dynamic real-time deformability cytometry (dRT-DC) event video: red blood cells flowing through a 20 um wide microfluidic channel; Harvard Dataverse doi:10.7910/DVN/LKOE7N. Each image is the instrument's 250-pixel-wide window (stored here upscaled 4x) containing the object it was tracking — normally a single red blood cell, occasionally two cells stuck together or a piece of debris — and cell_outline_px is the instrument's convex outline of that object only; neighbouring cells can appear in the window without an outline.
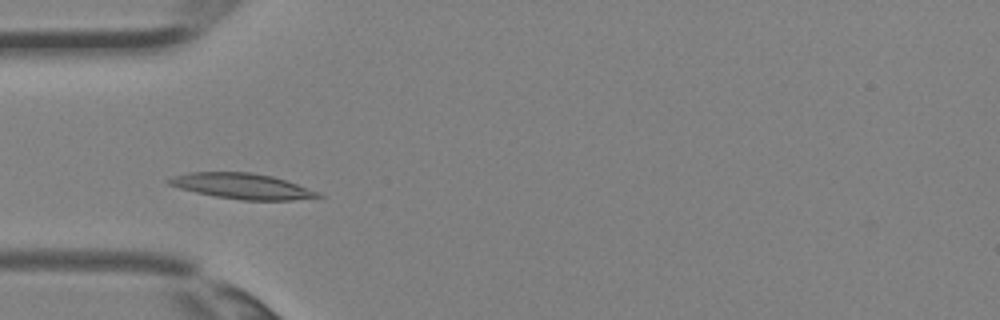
{"species": "Egyptian fruit bat (a non-hibernating species)", "species_latin": "Rousettus aegyptiacus", "temperature_condition": "room temperature", "stored_images_in_passage": 3, "camera_frame_rate_fps": 3000, "um_per_image_px": 0.085, "animal": {"sex": "female"}, "frame": {"image": 1, "passage_image": 2, "time_ms": 0.333, "image_size_px": [1000, 320], "cell_outline_px": [[324, 196], [292, 200], [240, 200], [216, 196], [196, 192], [180, 188], [168, 184], [164, 180], [172, 176], [188, 172], [252, 172], [272, 176], [320, 192]], "centroid_in_image_um": [20.54, 15.81], "position_along_channel_um": 64.5, "area_um2": 22.14}}
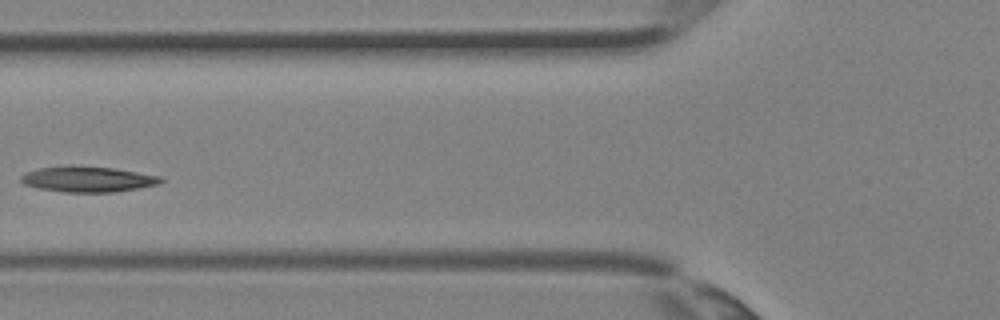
{"frame": {"image": 2, "passage_image": 3, "time_ms": 0.667, "image_size_px": [1000, 320], "cell_outline_px": [[164, 180], [160, 184], [116, 192], [64, 192], [40, 188], [24, 184], [20, 180], [20, 176], [28, 172], [40, 168], [112, 168], [160, 176]], "centroid_in_image_um": [7.53, 15.27], "position_along_channel_um": 118.3, "area_um2": 19.88}}